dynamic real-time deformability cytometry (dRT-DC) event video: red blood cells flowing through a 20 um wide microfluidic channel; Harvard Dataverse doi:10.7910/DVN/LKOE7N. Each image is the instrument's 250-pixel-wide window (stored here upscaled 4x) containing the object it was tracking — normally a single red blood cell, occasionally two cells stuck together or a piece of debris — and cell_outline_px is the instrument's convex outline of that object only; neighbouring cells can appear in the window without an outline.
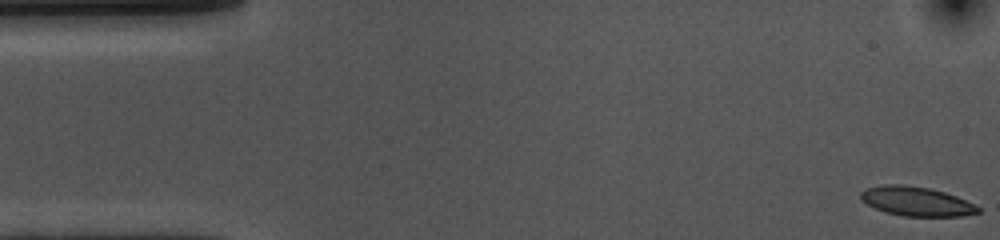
{"species": "common noctule bat (a hibernating species)", "species_latin": "Nyctalus noctula", "temperature_condition": "cold", "stored_images_in_passage": 54, "camera_frame_rate_fps": 3000, "um_per_image_px": 0.085, "animal": {"sex": "female", "body_mass_g": 10.0, "forearm_length_mm": 53.1}, "frame": {"image": 1, "passage_image": 1, "time_ms": 0.0, "image_size_px": [1000, 240], "cell_outline_px": [[980, 212], [960, 216], [904, 216], [884, 212], [860, 200], [860, 192], [864, 188], [884, 184], [904, 184], [928, 188], [944, 192], [956, 196], [980, 208]], "centroid_in_image_um": [77.83, 17.1], "position_along_channel_um": 7.2, "area_um2": 19.94}}
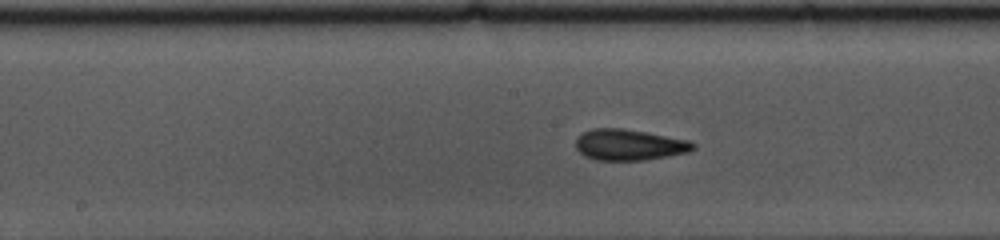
{"frame": {"image": 2, "passage_image": 26, "time_ms": 8.333, "image_size_px": [1000, 240], "cell_outline_px": [[696, 148], [688, 152], [668, 156], [644, 160], [596, 160], [584, 156], [576, 148], [576, 140], [584, 132], [592, 128], [620, 128], [644, 132], [688, 140], [696, 144]], "centroid_in_image_um": [53.48, 12.32], "position_along_channel_um": 194.7, "area_um2": 21.04}}
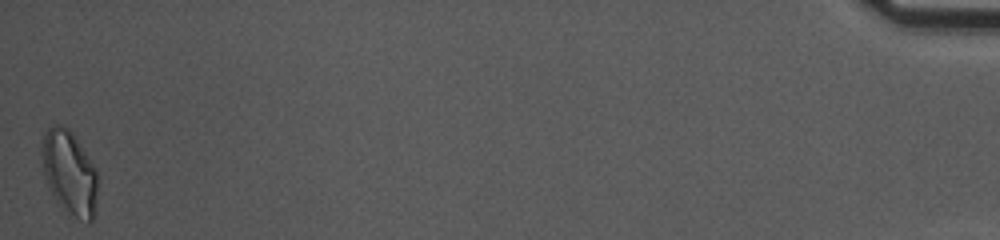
{"frame": {"image": 3, "passage_image": 54, "time_ms": 17.667, "image_size_px": [1000, 240], "cell_outline_px": [[96, 196], [92, 220], [88, 224], [68, 216], [64, 212], [52, 196], [48, 188], [44, 176], [40, 152], [40, 148], [44, 132], [48, 128], [56, 124], [64, 124], [72, 132], [92, 164], [96, 172]], "centroid_in_image_um": [5.84, 14.71], "position_along_channel_um": 429.4, "area_um2": 27.74}, "authors_computed_cell_mechanics": {"area_um2": 21.0103, "velocity_mm_per_s": 3.6056, "shape_relaxation_time_tau1_ms": 3.1108, "shape_relaxation_time_tau2_ms": 1.5216, "deformation_change_tau1": 0.1324, "deformation_change_tau2": 0.0934}}